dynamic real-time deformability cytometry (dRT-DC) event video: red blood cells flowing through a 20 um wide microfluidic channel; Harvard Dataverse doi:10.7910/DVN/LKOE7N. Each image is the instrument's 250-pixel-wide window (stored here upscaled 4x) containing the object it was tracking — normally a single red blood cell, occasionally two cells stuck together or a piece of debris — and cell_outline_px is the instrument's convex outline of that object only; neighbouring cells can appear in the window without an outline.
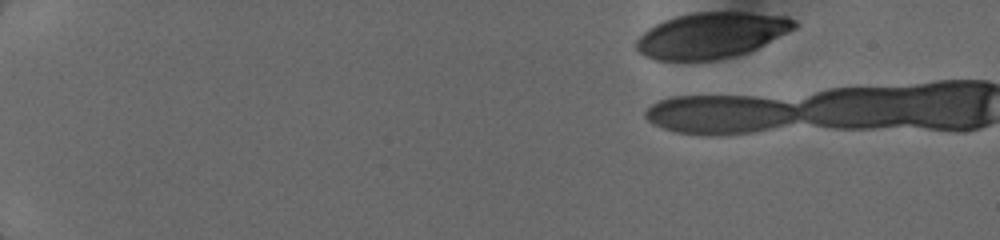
{"species": "human", "species_latin": "Homo sapiens", "temperature_condition": "cold", "stored_images_in_passage": 2, "camera_frame_rate_fps": 3000, "um_per_image_px": 0.085, "donor": {"sex": "female"}, "frame": {"image": 1, "passage_image": 1, "time_ms": 0.0, "image_size_px": [1000, 240], "cell_outline_px": [[796, 28], [748, 52], [736, 56], [716, 60], [656, 60], [644, 56], [636, 48], [636, 40], [648, 28], [664, 20], [676, 16], [692, 12], [744, 12], [788, 16], [796, 20]], "centroid_in_image_um": [60.46, 2.99], "position_along_channel_um": 24.5, "area_um2": 42.08}}